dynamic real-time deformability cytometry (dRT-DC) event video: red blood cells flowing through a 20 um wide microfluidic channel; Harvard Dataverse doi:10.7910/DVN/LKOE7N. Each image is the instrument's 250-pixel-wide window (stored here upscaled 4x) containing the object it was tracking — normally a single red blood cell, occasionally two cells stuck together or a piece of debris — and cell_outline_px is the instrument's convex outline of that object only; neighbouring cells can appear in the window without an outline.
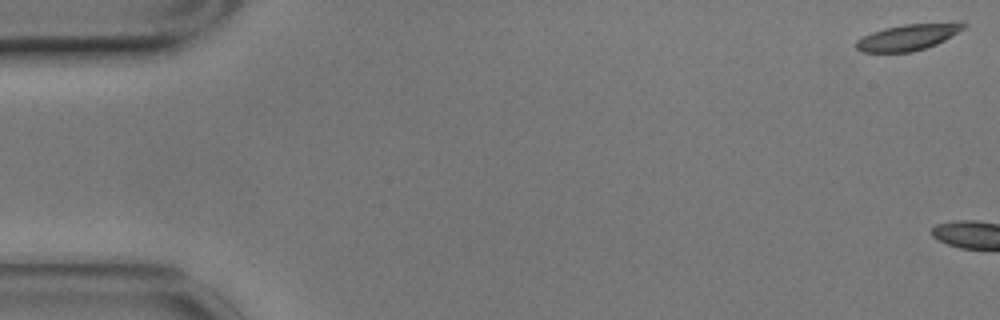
{"species": "common noctule bat (a hibernating species)", "species_latin": "Nyctalus noctula", "temperature_condition": "cold", "stored_images_in_passage": 5, "camera_frame_rate_fps": 3000, "um_per_image_px": 0.085, "animal": {"sex": "male", "body_mass_g": 17.9}, "frame": {"image": 1, "passage_image": 1, "time_ms": 0.0, "image_size_px": [1000, 320], "cell_outline_px": [[968, 24], [964, 28], [944, 40], [936, 44], [912, 52], [864, 52], [856, 48], [856, 40], [872, 32], [884, 28], [904, 24], [960, 20]], "centroid_in_image_um": [77.25, 3.12], "position_along_channel_um": 7.7, "area_um2": 16.65}}